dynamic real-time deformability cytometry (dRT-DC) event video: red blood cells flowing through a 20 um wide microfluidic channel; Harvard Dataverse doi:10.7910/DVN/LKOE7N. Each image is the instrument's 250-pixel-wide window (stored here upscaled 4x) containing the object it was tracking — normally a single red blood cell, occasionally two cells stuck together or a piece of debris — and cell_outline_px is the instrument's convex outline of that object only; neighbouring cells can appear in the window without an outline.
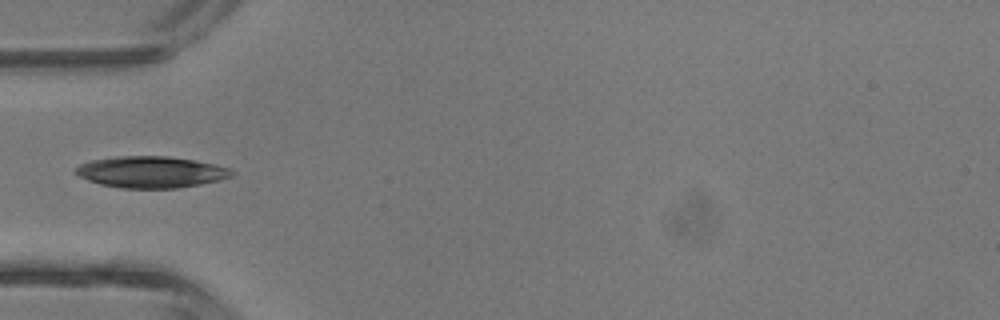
{"species": "common noctule bat (a hibernating species)", "species_latin": "Nyctalus noctula", "temperature_condition": "room temperature", "stored_images_in_passage": 2, "camera_frame_rate_fps": 3000, "um_per_image_px": 0.085, "animal": {"sex": "male", "body_mass_g": 13.3}, "frame": {"image": 1, "passage_image": 1, "time_ms": 0.0, "image_size_px": [1000, 320], "cell_outline_px": [[236, 172], [232, 176], [220, 180], [200, 184], [176, 188], [120, 188], [100, 184], [88, 180], [72, 172], [80, 164], [92, 160], [116, 156], [168, 156], [196, 160], [216, 164], [232, 168]], "centroid_in_image_um": [12.87, 14.61], "position_along_channel_um": 72.1, "area_um2": 28.84}}
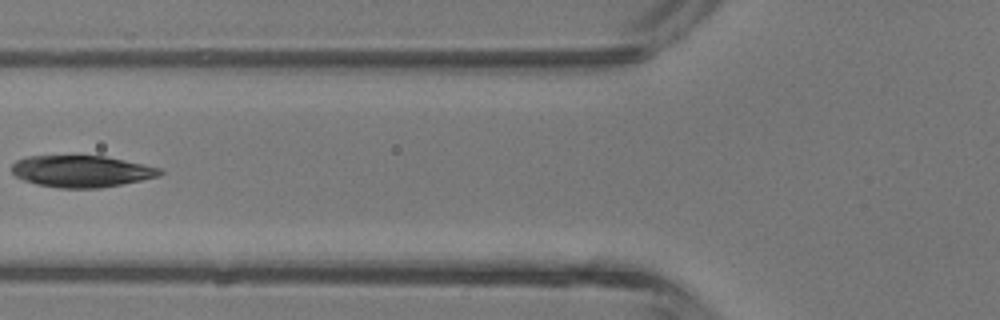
{"frame": {"image": 2, "passage_image": 2, "time_ms": 1.0, "image_size_px": [1000, 320], "cell_outline_px": [[164, 172], [160, 176], [100, 188], [60, 188], [40, 184], [24, 180], [16, 176], [12, 172], [12, 164], [16, 160], [28, 156], [104, 156], [124, 160], [160, 168]], "centroid_in_image_um": [6.92, 14.55], "position_along_channel_um": 118.9, "area_um2": 27.05}}